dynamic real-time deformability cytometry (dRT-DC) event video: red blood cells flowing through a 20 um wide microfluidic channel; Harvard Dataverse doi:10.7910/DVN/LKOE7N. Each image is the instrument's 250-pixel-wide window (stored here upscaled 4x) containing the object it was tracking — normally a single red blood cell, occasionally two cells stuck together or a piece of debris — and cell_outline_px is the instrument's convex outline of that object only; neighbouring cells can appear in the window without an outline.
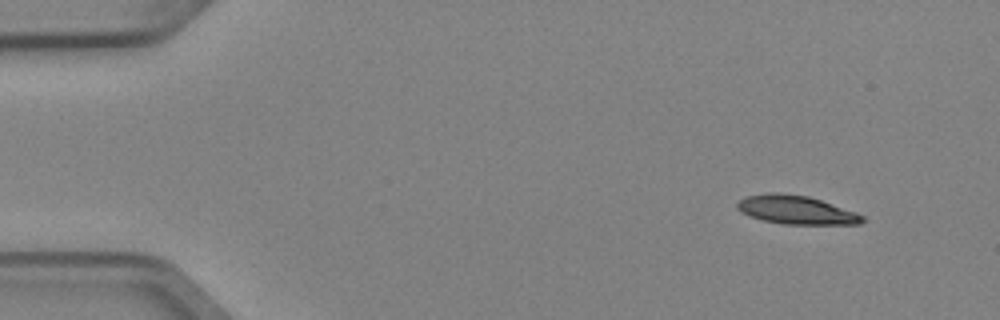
{"species": "Egyptian fruit bat (a non-hibernating species)", "species_latin": "Rousettus aegyptiacus", "temperature_condition": "cold", "stored_images_in_passage": 5, "camera_frame_rate_fps": 3000, "um_per_image_px": 0.085, "animal": {"sex": "female"}, "frame": {"image": 1, "passage_image": 5, "time_ms": 1.333, "image_size_px": [1000, 320], "cell_outline_px": [[864, 220], [860, 224], [784, 224], [764, 220], [748, 216], [740, 212], [736, 208], [736, 204], [744, 196], [768, 192], [780, 192], [808, 196], [856, 212], [864, 216]], "centroid_in_image_um": [67.62, 17.83], "position_along_channel_um": 17.4, "area_um2": 20.92}}